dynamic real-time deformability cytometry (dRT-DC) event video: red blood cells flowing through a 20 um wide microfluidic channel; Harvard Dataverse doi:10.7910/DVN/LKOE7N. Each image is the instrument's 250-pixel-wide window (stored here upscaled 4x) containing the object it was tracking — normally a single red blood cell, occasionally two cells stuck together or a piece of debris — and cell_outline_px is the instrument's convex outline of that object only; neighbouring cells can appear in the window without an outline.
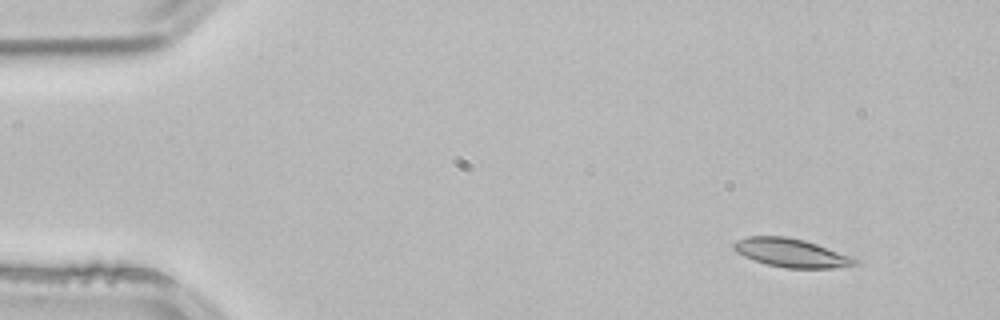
{"species": "common noctule bat (a hibernating species)", "species_latin": "Nyctalus noctula", "temperature_condition": "room temperature", "stored_images_in_passage": 3, "camera_frame_rate_fps": 3000, "um_per_image_px": 0.085, "animal": {"sex": "male", "body_mass_g": 21.5, "forearm_length_mm": 52.0}, "frame": {"image": 1, "passage_image": 2, "time_ms": 0.333, "image_size_px": [1000, 320], "cell_outline_px": [[860, 260], [856, 264], [832, 268], [784, 268], [768, 264], [744, 256], [736, 252], [732, 248], [732, 244], [736, 240], [748, 236], [788, 236], [804, 240], [852, 256]], "centroid_in_image_um": [67.24, 21.48], "position_along_channel_um": 17.8, "area_um2": 20.11}}